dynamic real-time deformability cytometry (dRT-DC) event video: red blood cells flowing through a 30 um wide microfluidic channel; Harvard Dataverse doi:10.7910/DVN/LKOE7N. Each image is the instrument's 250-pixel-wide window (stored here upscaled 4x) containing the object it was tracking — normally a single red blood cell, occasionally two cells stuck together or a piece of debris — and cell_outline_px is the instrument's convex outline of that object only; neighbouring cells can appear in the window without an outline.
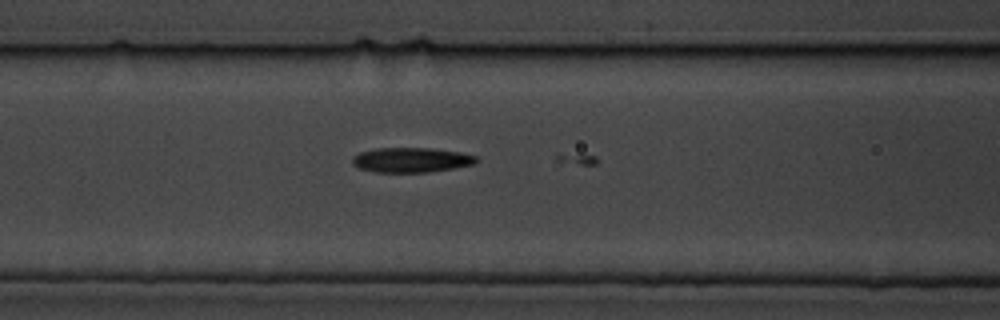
{"species": "common noctule bat (a hibernating species)", "species_latin": "Nyctalus noctula", "temperature_condition": "cold", "stored_images_in_passage": 8, "camera_frame_rate_fps": 3000, "um_per_image_px": 0.085, "animal": {"sex": "male", "body_mass_g": 19.5, "forearm_length_mm": 54.6}, "frame": {"image": 1, "passage_image": 7, "time_ms": 2.0, "image_size_px": [1000, 320], "cell_outline_px": [[476, 160], [472, 164], [452, 168], [428, 172], [376, 172], [360, 168], [352, 164], [352, 156], [360, 152], [376, 148], [432, 148], [460, 152], [476, 156]], "centroid_in_image_um": [34.9, 13.59], "position_along_channel_um": 131.7, "area_um2": 17.74}}